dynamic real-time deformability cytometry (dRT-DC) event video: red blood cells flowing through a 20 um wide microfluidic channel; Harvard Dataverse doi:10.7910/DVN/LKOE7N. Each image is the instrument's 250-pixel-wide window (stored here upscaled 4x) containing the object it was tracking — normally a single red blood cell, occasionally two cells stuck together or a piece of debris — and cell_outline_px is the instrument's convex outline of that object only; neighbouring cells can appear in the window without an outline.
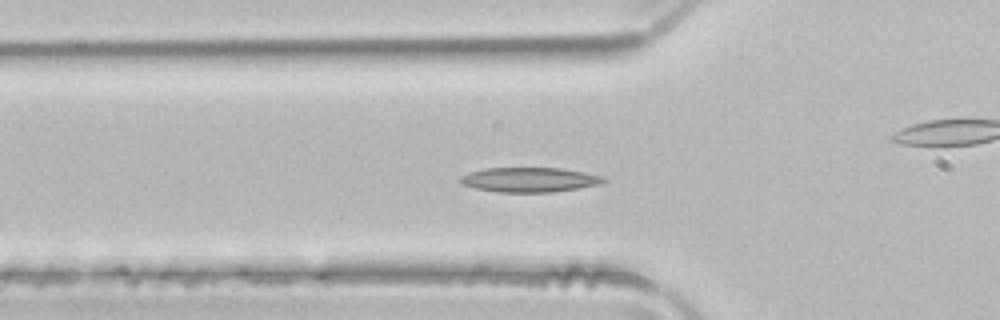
{"species": "common noctule bat (a hibernating species)", "species_latin": "Nyctalus noctula", "temperature_condition": "room temperature", "stored_images_in_passage": 50, "camera_frame_rate_fps": 3000, "um_per_image_px": 0.085, "animal": {"sex": "male", "body_mass_g": 21.5, "forearm_length_mm": 52.0}, "frame": {"image": 1, "passage_image": 16, "time_ms": 5.0, "image_size_px": [1000, 320], "cell_outline_px": [[608, 180], [600, 184], [552, 192], [496, 192], [476, 188], [460, 184], [460, 176], [472, 172], [488, 168], [560, 168], [584, 172], [604, 176]], "centroid_in_image_um": [45.02, 15.28], "position_along_channel_um": 80.8, "area_um2": 20.46}}
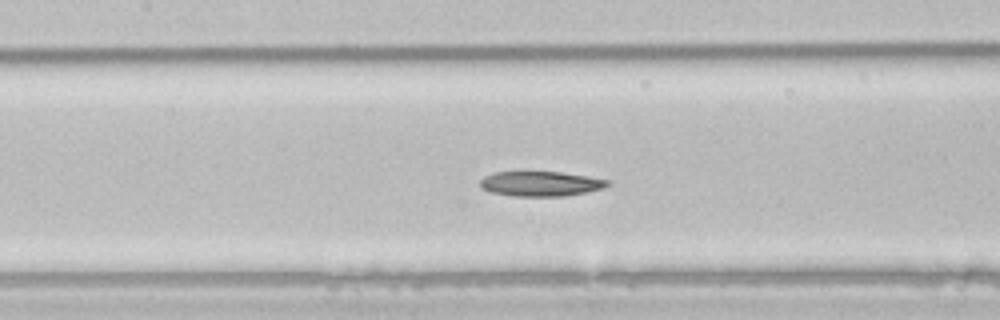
{"frame": {"image": 2, "passage_image": 22, "time_ms": 7.0, "image_size_px": [1000, 320], "cell_outline_px": [[612, 184], [604, 188], [564, 196], [516, 196], [492, 192], [480, 188], [480, 180], [484, 176], [496, 172], [560, 172], [588, 176], [612, 180]], "centroid_in_image_um": [46.0, 15.61], "position_along_channel_um": 161.4, "area_um2": 18.5}}
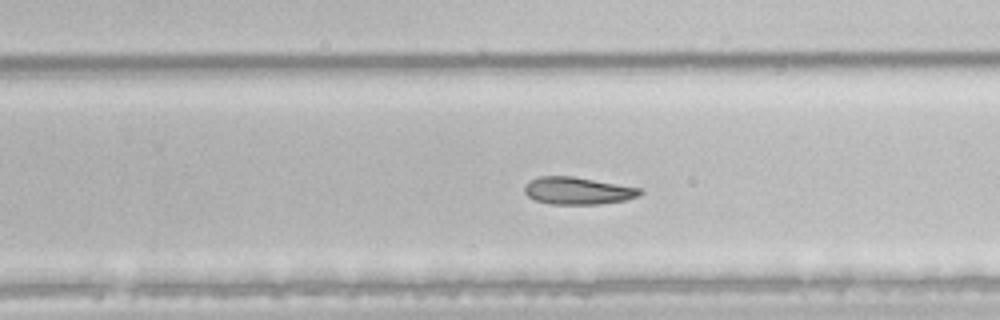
{"frame": {"image": 3, "passage_image": 31, "time_ms": 10.0, "image_size_px": [1000, 320], "cell_outline_px": [[644, 192], [640, 196], [624, 200], [600, 204], [552, 204], [536, 200], [528, 196], [524, 192], [524, 184], [528, 180], [540, 176], [572, 176], [644, 188]], "centroid_in_image_um": [49.14, 16.2], "position_along_channel_um": 280.7, "area_um2": 18.61}, "authors_computed_cell_mechanics": {"area_um2": 20.4901, "velocity_mm_per_s": 3.9954, "shape_relaxation_time_tau1_ms": 11.3726, "shape_relaxation_time_tau2_ms": null, "deformation_change_tau1": 0.1994, "deformation_change_tau2": null}}